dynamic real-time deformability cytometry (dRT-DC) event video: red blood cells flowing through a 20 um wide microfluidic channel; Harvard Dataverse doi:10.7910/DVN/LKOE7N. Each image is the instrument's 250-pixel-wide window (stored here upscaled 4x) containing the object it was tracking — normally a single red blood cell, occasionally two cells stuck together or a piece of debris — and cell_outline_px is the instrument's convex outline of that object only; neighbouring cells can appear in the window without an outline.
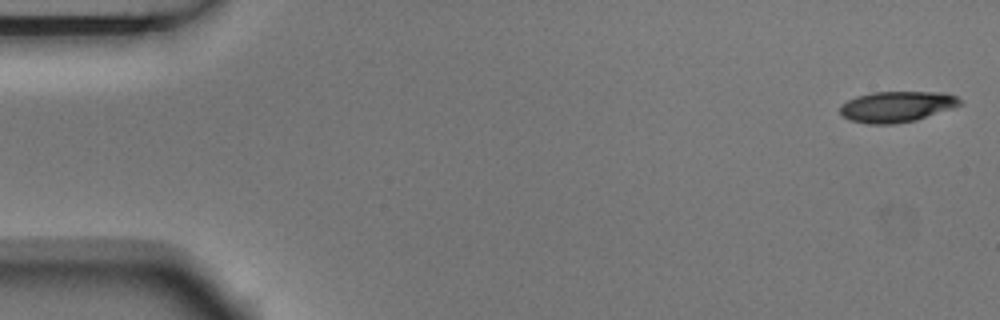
{"species": "Egyptian fruit bat (a non-hibernating species)", "species_latin": "Rousettus aegyptiacus", "temperature_condition": "room temperature", "stored_images_in_passage": 5, "camera_frame_rate_fps": 3000, "um_per_image_px": 0.085, "animal": {"sex": "male"}, "frame": {"image": 1, "passage_image": 1, "time_ms": 0.0, "image_size_px": [1000, 320], "cell_outline_px": [[964, 104], [916, 120], [896, 124], [868, 124], [848, 120], [840, 112], [840, 104], [856, 96], [872, 92], [944, 92], [956, 96]], "centroid_in_image_um": [76.21, 9.06], "position_along_channel_um": 8.8, "area_um2": 21.68}}
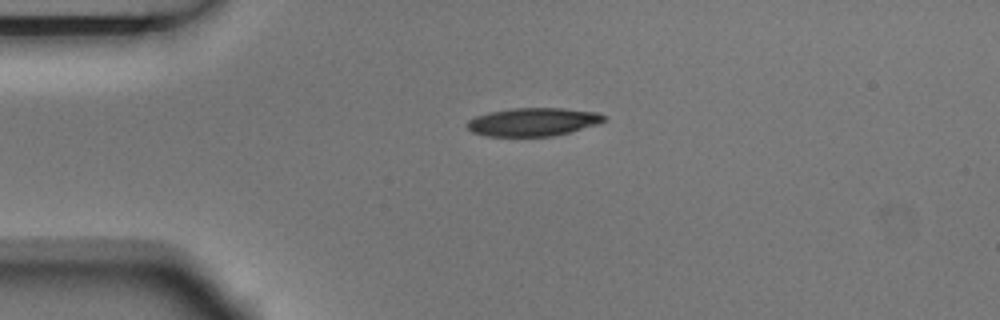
{"frame": {"image": 2, "passage_image": 4, "time_ms": 1.0, "image_size_px": [1000, 320], "cell_outline_px": [[608, 120], [600, 124], [552, 136], [488, 136], [472, 132], [464, 124], [468, 120], [476, 116], [488, 112], [512, 108], [564, 108], [596, 112], [608, 116]], "centroid_in_image_um": [45.34, 10.35], "position_along_channel_um": 39.7, "area_um2": 22.72}}